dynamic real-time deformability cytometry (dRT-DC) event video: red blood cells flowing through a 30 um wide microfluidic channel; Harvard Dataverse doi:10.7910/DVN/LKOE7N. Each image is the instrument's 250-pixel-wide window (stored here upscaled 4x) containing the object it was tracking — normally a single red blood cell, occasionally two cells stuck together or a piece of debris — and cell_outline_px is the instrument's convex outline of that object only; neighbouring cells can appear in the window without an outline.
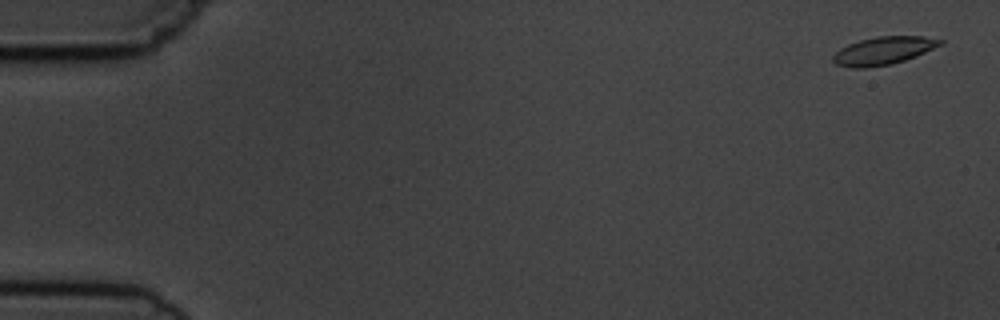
{"species": "common noctule bat (a hibernating species)", "species_latin": "Nyctalus noctula", "temperature_condition": "cold", "stored_images_in_passage": 6, "camera_frame_rate_fps": 3000, "um_per_image_px": 0.085, "animal": {"sex": "male", "body_mass_g": 19.5, "forearm_length_mm": 54.6}, "frame": {"image": 1, "passage_image": 1, "time_ms": 0.0, "image_size_px": [1000, 320], "cell_outline_px": [[944, 44], [916, 56], [892, 64], [864, 68], [852, 68], [836, 64], [832, 60], [832, 56], [840, 48], [848, 44], [860, 40], [876, 36], [924, 36], [944, 40]], "centroid_in_image_um": [75.1, 4.3], "position_along_channel_um": 9.9, "area_um2": 17.51}}
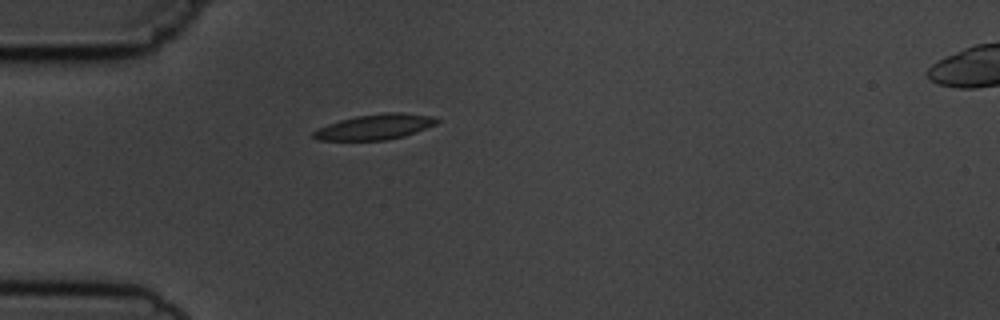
{"frame": {"image": 2, "passage_image": 5, "time_ms": 4.667, "image_size_px": [1000, 320], "cell_outline_px": [[440, 120], [436, 124], [416, 132], [404, 136], [384, 140], [316, 140], [312, 136], [312, 132], [316, 128], [340, 120], [356, 116], [384, 112], [400, 112], [436, 116]], "centroid_in_image_um": [31.88, 10.77], "position_along_channel_um": 53.1, "area_um2": 18.38}}